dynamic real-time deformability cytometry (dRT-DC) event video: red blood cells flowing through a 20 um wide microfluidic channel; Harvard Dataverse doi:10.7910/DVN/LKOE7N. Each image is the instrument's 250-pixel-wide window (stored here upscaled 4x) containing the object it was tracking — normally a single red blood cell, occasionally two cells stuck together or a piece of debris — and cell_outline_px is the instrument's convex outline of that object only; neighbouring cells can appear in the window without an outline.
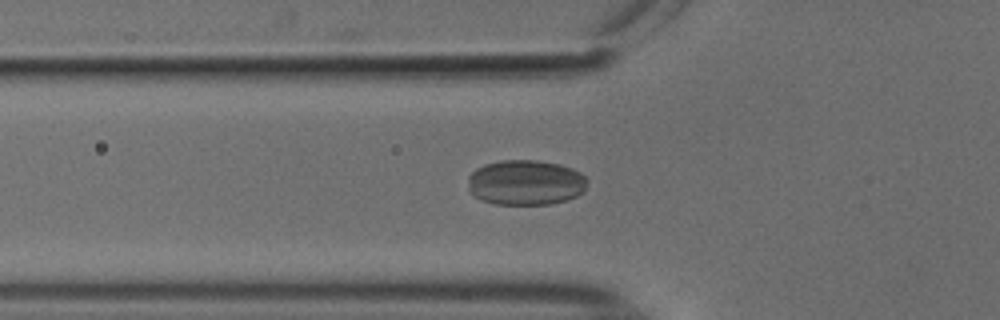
{"species": "common noctule bat (a hibernating species)", "species_latin": "Nyctalus noctula", "temperature_condition": "cold", "stored_images_in_passage": 34, "camera_frame_rate_fps": 3000, "um_per_image_px": 0.085, "animal": {"sex": "male", "body_mass_g": 18.8}, "frame": {"image": 1, "passage_image": 4, "time_ms": 1.0, "image_size_px": [1000, 320], "cell_outline_px": [[588, 180], [584, 192], [568, 200], [552, 204], [492, 204], [480, 200], [468, 188], [468, 176], [476, 168], [484, 164], [500, 160], [536, 160], [560, 164], [572, 168], [580, 172]], "centroid_in_image_um": [44.69, 15.51], "position_along_channel_um": 81.1, "area_um2": 31.79}}
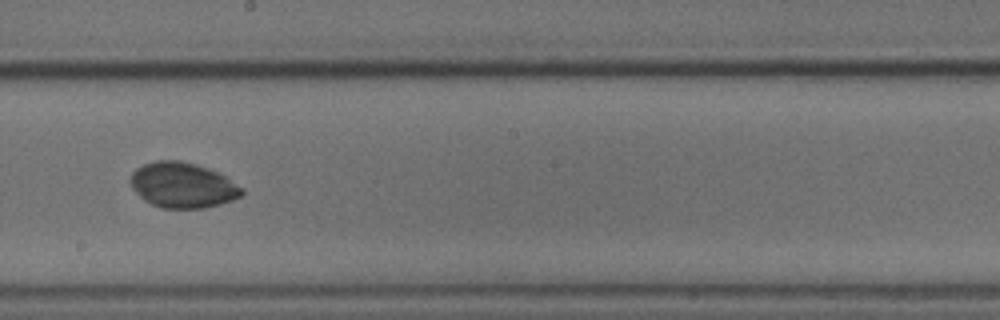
{"frame": {"image": 2, "passage_image": 16, "time_ms": 5.0, "image_size_px": [1000, 320], "cell_outline_px": [[244, 192], [240, 196], [232, 200], [220, 204], [204, 208], [160, 208], [144, 200], [132, 188], [128, 180], [132, 172], [136, 168], [144, 164], [156, 160], [180, 160], [196, 164], [208, 168], [224, 176], [244, 188]], "centroid_in_image_um": [15.5, 15.74], "position_along_channel_um": 232.7, "area_um2": 29.54}}
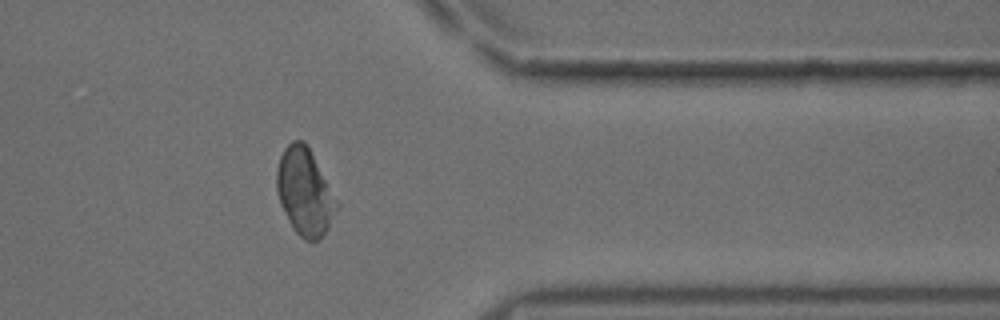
{"frame": {"image": 3, "passage_image": 29, "time_ms": 9.333, "image_size_px": [1000, 320], "cell_outline_px": [[340, 204], [328, 228], [320, 240], [304, 240], [292, 228], [280, 204], [276, 188], [276, 172], [280, 156], [284, 148], [292, 140], [304, 140]], "centroid_in_image_um": [25.9, 16.32], "position_along_channel_um": 385.5, "area_um2": 30.35}}